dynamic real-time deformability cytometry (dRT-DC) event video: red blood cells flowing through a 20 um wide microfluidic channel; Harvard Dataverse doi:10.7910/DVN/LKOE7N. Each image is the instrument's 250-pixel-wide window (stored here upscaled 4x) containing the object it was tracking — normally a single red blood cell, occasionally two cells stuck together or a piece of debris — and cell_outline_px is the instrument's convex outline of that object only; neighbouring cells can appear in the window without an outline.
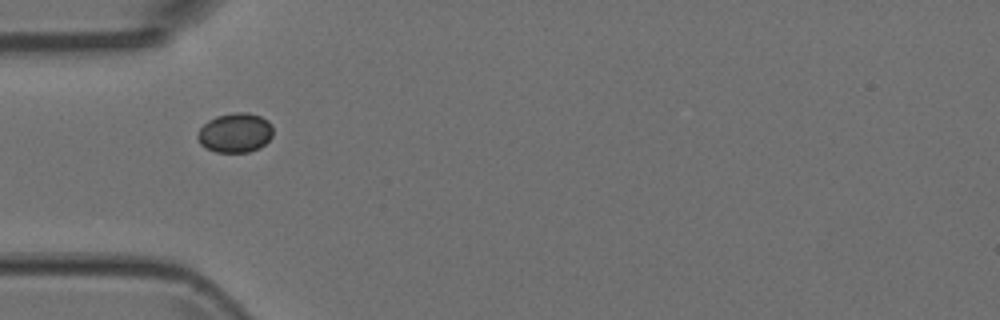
{"species": "Egyptian fruit bat (a non-hibernating species)", "species_latin": "Rousettus aegyptiacus", "temperature_condition": "room temperature", "stored_images_in_passage": 4, "camera_frame_rate_fps": 3000, "um_per_image_px": 0.085, "animal": {"sex": "female"}, "frame": {"image": 1, "passage_image": 1, "time_ms": 0.0, "image_size_px": [1000, 320], "cell_outline_px": [[272, 136], [260, 148], [248, 152], [216, 152], [200, 144], [196, 136], [200, 128], [208, 120], [216, 116], [236, 112], [248, 112], [260, 116], [268, 120], [272, 124]], "centroid_in_image_um": [19.99, 11.28], "position_along_channel_um": 65.0, "area_um2": 17.4}}
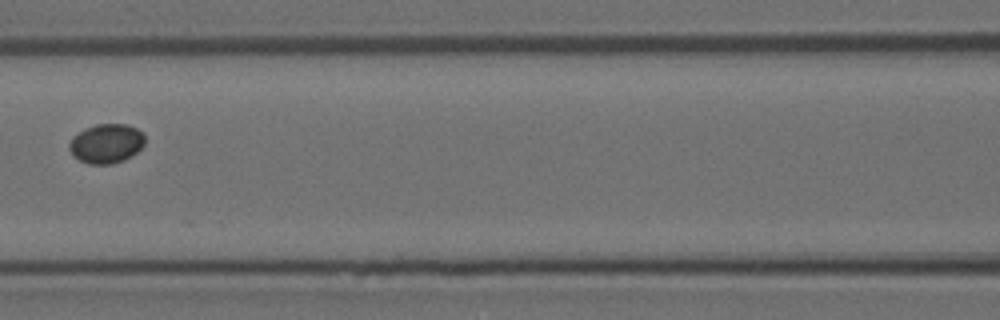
{"frame": {"image": 2, "passage_image": 3, "time_ms": 0.667, "image_size_px": [1000, 320], "cell_outline_px": [[144, 144], [132, 156], [124, 160], [112, 164], [88, 164], [80, 160], [68, 148], [68, 144], [72, 136], [84, 128], [96, 124], [128, 124], [144, 132]], "centroid_in_image_um": [9.04, 12.18], "position_along_channel_um": 157.6, "area_um2": 17.46}}
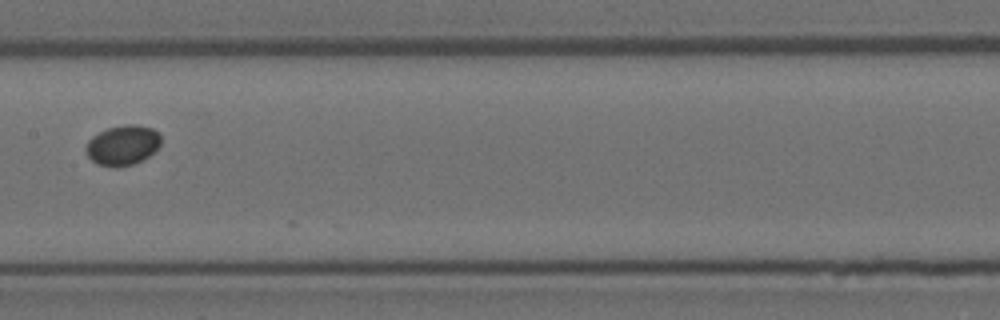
{"frame": {"image": 3, "passage_image": 4, "time_ms": 1.0, "image_size_px": [1000, 320], "cell_outline_px": [[160, 144], [148, 156], [132, 164], [116, 168], [96, 164], [84, 152], [84, 148], [88, 140], [92, 136], [108, 128], [128, 124], [136, 124], [152, 128], [160, 132]], "centroid_in_image_um": [10.39, 12.34], "position_along_channel_um": 197.0, "area_um2": 17.51}}